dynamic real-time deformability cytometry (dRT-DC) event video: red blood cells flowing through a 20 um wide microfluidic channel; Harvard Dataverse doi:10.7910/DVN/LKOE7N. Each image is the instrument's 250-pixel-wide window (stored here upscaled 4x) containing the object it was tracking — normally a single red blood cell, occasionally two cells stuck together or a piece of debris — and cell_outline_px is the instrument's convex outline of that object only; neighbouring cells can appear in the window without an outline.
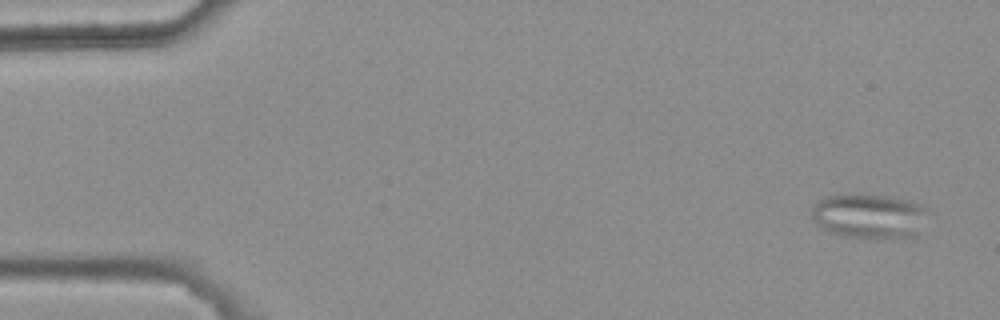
{"species": "common noctule bat (a hibernating species)", "species_latin": "Nyctalus noctula", "temperature_condition": "warm", "stored_images_in_passage": 2, "camera_frame_rate_fps": 3000, "um_per_image_px": 0.085, "animal": {"sex": "female", "body_mass_g": 25.1}, "frame": {"image": 1, "passage_image": 2, "time_ms": 0.333, "image_size_px": [1000, 320], "cell_outline_px": [[924, 212], [920, 236], [840, 236], [824, 228], [812, 220], [812, 204], [824, 196], [884, 196], [908, 200], [924, 204]], "centroid_in_image_um": [73.85, 18.35], "position_along_channel_um": 11.1, "area_um2": 29.13}}